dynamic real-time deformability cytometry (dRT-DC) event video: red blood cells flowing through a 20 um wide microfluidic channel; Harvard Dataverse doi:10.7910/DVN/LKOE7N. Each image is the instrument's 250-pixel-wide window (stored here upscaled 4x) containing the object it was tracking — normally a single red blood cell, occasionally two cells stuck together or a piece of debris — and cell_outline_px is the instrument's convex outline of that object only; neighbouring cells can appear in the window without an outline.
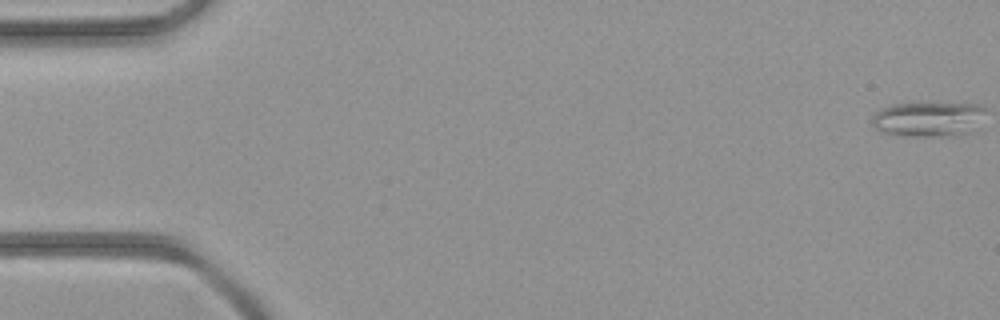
{"species": "common noctule bat (a hibernating species)", "species_latin": "Nyctalus noctula", "temperature_condition": "room temperature", "stored_images_in_passage": 42, "camera_frame_rate_fps": 3000, "um_per_image_px": 0.085, "animal": {"sex": "female", "body_mass_g": 21.9}, "frame": {"image": 1, "passage_image": 1, "time_ms": 0.0, "image_size_px": [1000, 320], "cell_outline_px": [[984, 108], [968, 132], [948, 136], [912, 136], [880, 132], [872, 124], [872, 116], [876, 112], [892, 104], [976, 104]], "centroid_in_image_um": [78.77, 10.13], "position_along_channel_um": 6.2, "area_um2": 21.96}}
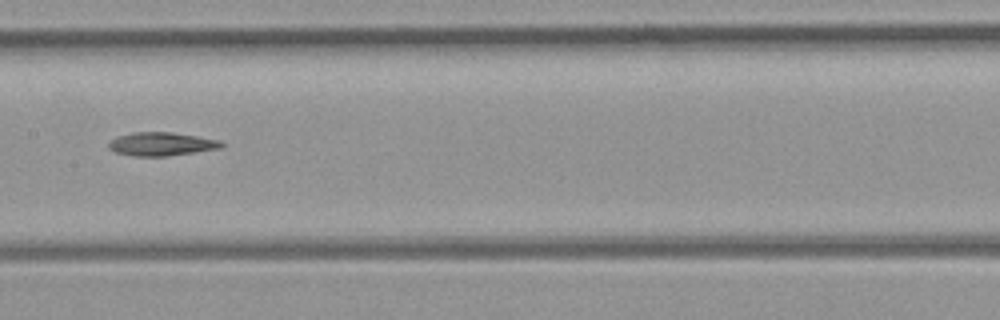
{"frame": {"image": 2, "passage_image": 23, "time_ms": 7.333, "image_size_px": [1000, 320], "cell_outline_px": [[224, 148], [164, 156], [136, 156], [116, 152], [108, 148], [108, 144], [116, 136], [132, 132], [172, 132], [220, 140], [224, 144]], "centroid_in_image_um": [13.74, 12.23], "position_along_channel_um": 193.7, "area_um2": 15.37}}
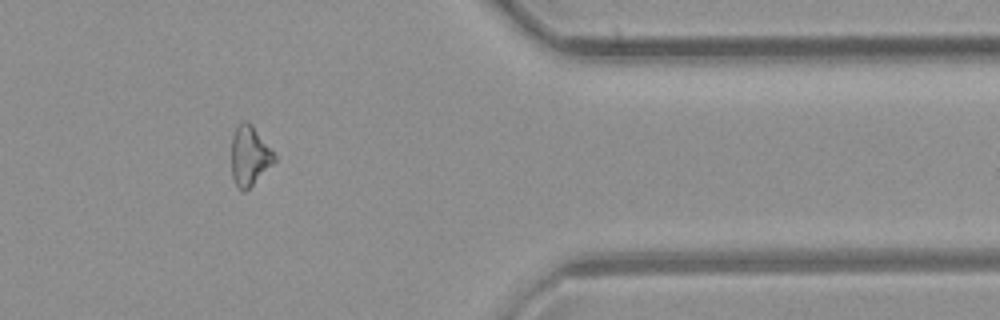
{"frame": {"image": 3, "passage_image": 37, "time_ms": 12.0, "image_size_px": [1000, 320], "cell_outline_px": [[276, 160], [244, 192], [236, 184], [232, 176], [232, 136], [236, 128], [244, 120], [248, 120], [252, 124], [276, 156]], "centroid_in_image_um": [21.2, 13.21], "position_along_channel_um": 390.2, "area_um2": 14.51}}